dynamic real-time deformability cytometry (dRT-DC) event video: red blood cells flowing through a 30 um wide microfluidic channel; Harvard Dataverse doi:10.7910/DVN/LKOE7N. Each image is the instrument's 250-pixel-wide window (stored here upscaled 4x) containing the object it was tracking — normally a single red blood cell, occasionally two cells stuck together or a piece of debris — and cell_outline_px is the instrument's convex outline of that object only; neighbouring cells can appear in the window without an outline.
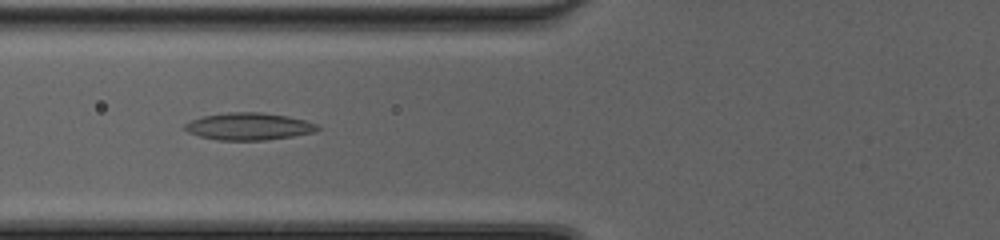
{"species": "common noctule bat (a hibernating species)", "species_latin": "Nyctalus noctula", "temperature_condition": "cold", "stored_images_in_passage": 49, "camera_frame_rate_fps": 3000, "um_per_image_px": 0.085, "animal": {"sex": "female", "body_mass_g": 20.0, "forearm_length_mm": 54.0}, "frame": {"image": 1, "passage_image": 20, "time_ms": 6.333, "image_size_px": [1000, 240], "cell_outline_px": [[320, 128], [316, 132], [292, 136], [264, 140], [216, 140], [200, 136], [188, 132], [184, 128], [184, 124], [192, 120], [204, 116], [228, 112], [260, 112], [288, 116], [320, 124]], "centroid_in_image_um": [21.18, 10.74], "position_along_channel_um": 104.6, "area_um2": 21.04}}
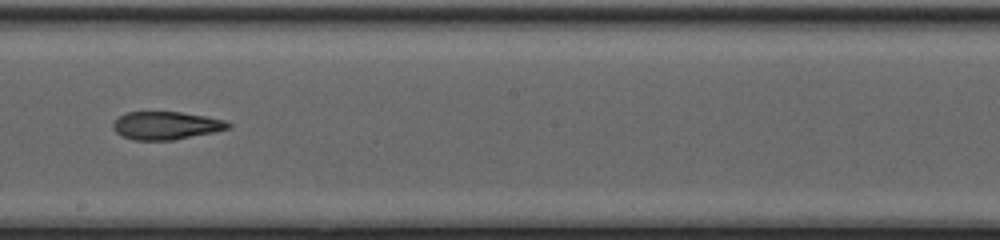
{"frame": {"image": 2, "passage_image": 29, "time_ms": 9.333, "image_size_px": [1000, 240], "cell_outline_px": [[232, 128], [172, 140], [132, 140], [120, 136], [112, 128], [112, 124], [120, 116], [128, 112], [180, 112], [228, 120], [232, 124]], "centroid_in_image_um": [14.12, 10.67], "position_along_channel_um": 234.1, "area_um2": 18.79}}
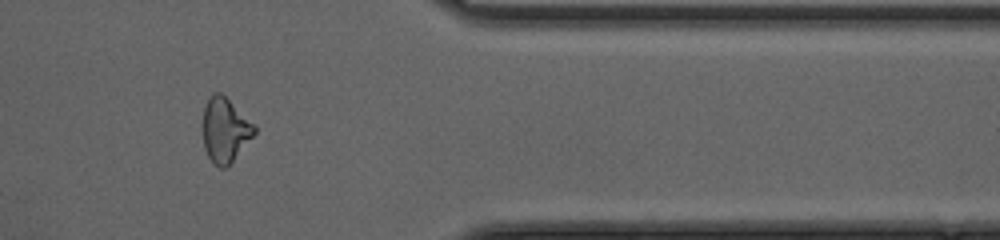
{"frame": {"image": 3, "passage_image": 41, "time_ms": 13.333, "image_size_px": [1000, 240], "cell_outline_px": [[256, 132], [232, 160], [224, 168], [220, 168], [208, 156], [204, 148], [204, 108], [212, 92], [220, 92], [256, 124]], "centroid_in_image_um": [19.15, 11.01], "position_along_channel_um": 392.3, "area_um2": 18.9}, "authors_computed_cell_mechanics": {"area_um2": 20.9236, "velocity_mm_per_s": 4.2966, "shape_relaxation_time_tau1_ms": null, "shape_relaxation_time_tau2_ms": 2.9266, "deformation_change_tau1": null, "deformation_change_tau2": 0.1154}}